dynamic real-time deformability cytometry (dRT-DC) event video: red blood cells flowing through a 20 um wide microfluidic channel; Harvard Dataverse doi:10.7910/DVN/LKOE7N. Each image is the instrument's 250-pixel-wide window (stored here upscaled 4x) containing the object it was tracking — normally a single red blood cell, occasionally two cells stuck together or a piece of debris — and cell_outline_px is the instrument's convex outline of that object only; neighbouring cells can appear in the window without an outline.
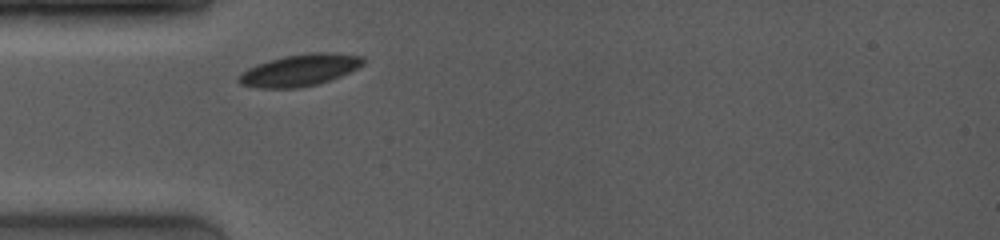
{"species": "common noctule bat (a hibernating species)", "species_latin": "Nyctalus noctula", "temperature_condition": "room temperature", "stored_images_in_passage": 71, "camera_frame_rate_fps": 4000, "um_per_image_px": 0.085, "animal": {"sex": "female", "body_mass_g": 19.0, "forearm_length_mm": 53.3}, "frame": {"image": 1, "passage_image": 1, "time_ms": 0.0, "image_size_px": [1000, 240], "cell_outline_px": [[364, 64], [340, 76], [316, 84], [300, 88], [260, 88], [240, 84], [236, 80], [240, 72], [256, 64], [268, 60], [284, 56], [312, 52], [332, 52], [364, 56]], "centroid_in_image_um": [25.44, 5.95], "position_along_channel_um": 59.6, "area_um2": 23.12}}
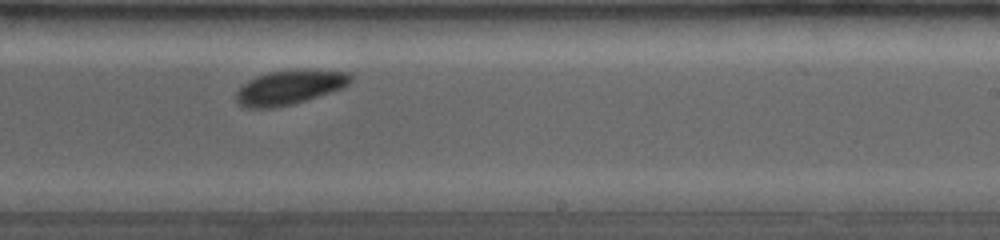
{"frame": {"image": 2, "passage_image": 44, "time_ms": 5.25, "image_size_px": [1000, 240], "cell_outline_px": [[352, 80], [344, 88], [332, 92], [292, 104], [272, 108], [248, 108], [240, 104], [236, 100], [236, 92], [248, 80], [256, 76], [268, 72], [292, 68], [308, 68], [348, 72], [352, 76]], "centroid_in_image_um": [24.65, 7.39], "position_along_channel_um": 264.3, "area_um2": 23.35}}
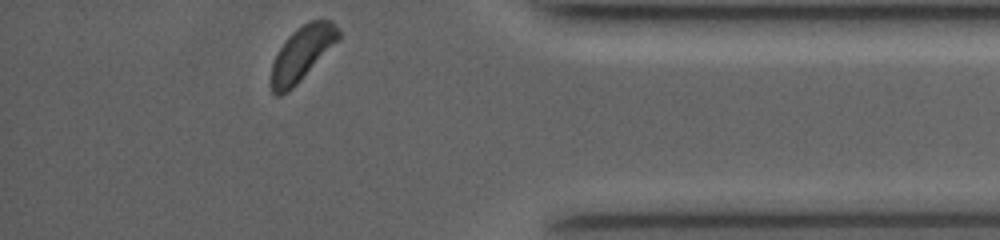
{"frame": {"image": 3, "passage_image": 71, "time_ms": 9.25, "image_size_px": [1000, 240], "cell_outline_px": [[340, 40], [288, 92], [280, 96], [276, 96], [272, 92], [272, 64], [280, 48], [288, 36], [296, 28], [312, 20], [332, 20], [340, 28]], "centroid_in_image_um": [25.71, 4.52], "position_along_channel_um": 409.5, "area_um2": 21.15}, "authors_computed_cell_mechanics": {"area_um2": 22.8888, "velocity_mm_per_s": 3.9595, "shape_relaxation_time_tau1_ms": 1.2212, "shape_relaxation_time_tau2_ms": null, "deformation_change_tau1": 0.0579, "deformation_change_tau2": null}}